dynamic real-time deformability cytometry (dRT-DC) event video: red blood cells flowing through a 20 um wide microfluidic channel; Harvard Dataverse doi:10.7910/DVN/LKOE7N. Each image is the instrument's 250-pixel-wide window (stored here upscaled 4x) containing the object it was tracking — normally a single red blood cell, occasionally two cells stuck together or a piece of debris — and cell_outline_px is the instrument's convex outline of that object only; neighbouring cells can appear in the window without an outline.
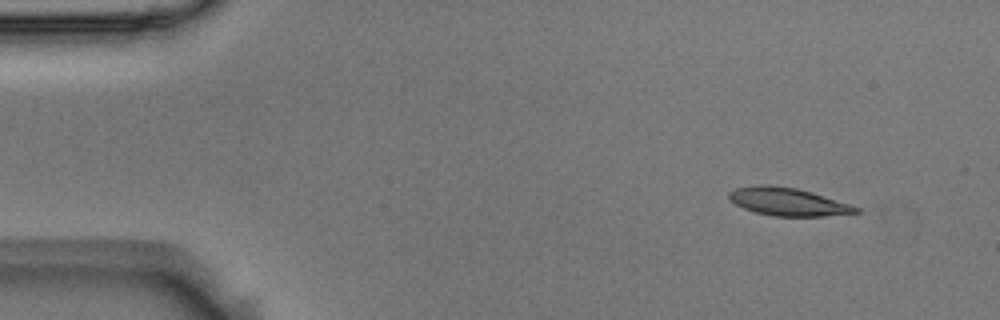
{"species": "Egyptian fruit bat (a non-hibernating species)", "species_latin": "Rousettus aegyptiacus", "temperature_condition": "room temperature", "stored_images_in_passage": 50, "camera_frame_rate_fps": 3000, "um_per_image_px": 0.085, "animal": {"sex": "male"}, "frame": {"image": 1, "passage_image": 1, "time_ms": 0.0, "image_size_px": [1000, 320], "cell_outline_px": [[860, 212], [824, 216], [772, 216], [756, 212], [744, 208], [728, 200], [728, 192], [736, 188], [760, 184], [768, 184], [796, 188], [812, 192], [860, 208]], "centroid_in_image_um": [66.92, 17.14], "position_along_channel_um": 18.1, "area_um2": 20.52}}
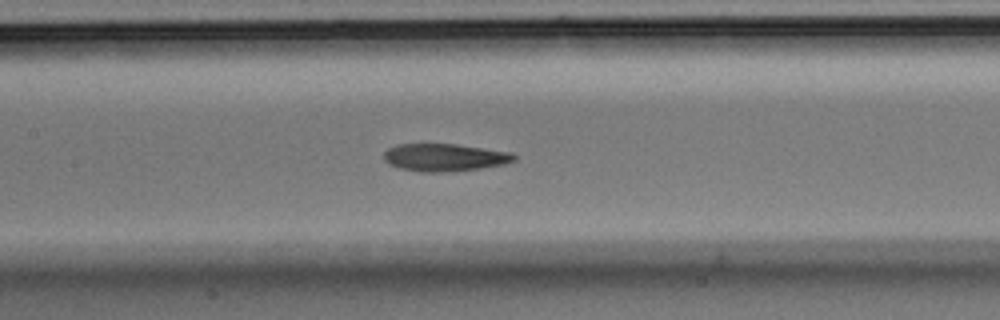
{"frame": {"image": 2, "passage_image": 21, "time_ms": 6.667, "image_size_px": [1000, 320], "cell_outline_px": [[516, 160], [504, 164], [480, 168], [444, 172], [420, 172], [400, 168], [388, 164], [384, 160], [384, 152], [388, 148], [396, 144], [456, 144], [512, 152], [516, 156]], "centroid_in_image_um": [37.78, 13.38], "position_along_channel_um": 169.6, "area_um2": 20.98}}
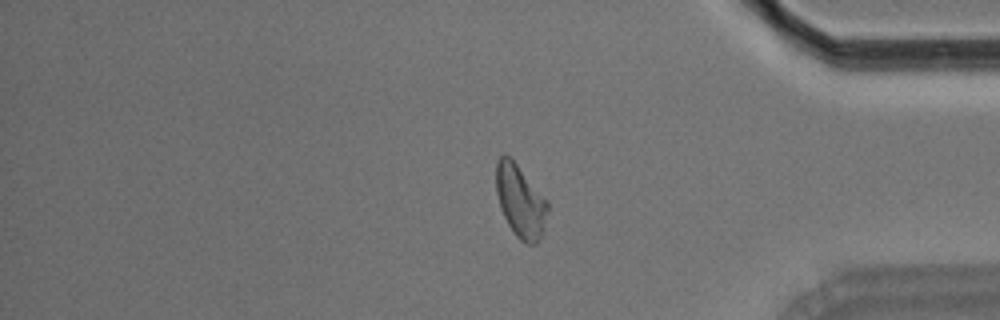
{"frame": {"image": 3, "passage_image": 41, "time_ms": 13.333, "image_size_px": [1000, 320], "cell_outline_px": [[548, 208], [540, 236], [536, 244], [524, 244], [516, 236], [508, 224], [500, 208], [496, 192], [496, 160], [504, 152], [516, 164], [548, 200]], "centroid_in_image_um": [44.2, 17.08], "position_along_channel_um": 391.0, "area_um2": 21.56}, "authors_computed_cell_mechanics": {"area_um2": 21.5016, "velocity_mm_per_s": 3.6536, "shape_relaxation_time_tau1_ms": 6.9866, "shape_relaxation_time_tau2_ms": 3.2339, "deformation_change_tau1": 0.1971, "deformation_change_tau2": 0.115}}